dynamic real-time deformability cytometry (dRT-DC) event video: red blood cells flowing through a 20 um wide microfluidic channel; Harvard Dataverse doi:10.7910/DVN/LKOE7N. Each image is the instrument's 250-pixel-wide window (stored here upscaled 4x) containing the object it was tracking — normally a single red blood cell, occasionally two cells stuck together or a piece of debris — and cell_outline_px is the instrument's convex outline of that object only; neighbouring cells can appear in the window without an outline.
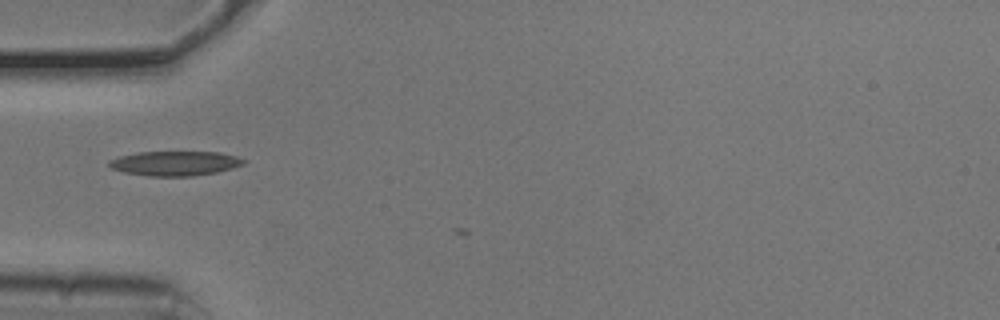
{"species": "common noctule bat (a hibernating species)", "species_latin": "Nyctalus noctula", "temperature_condition": "cold", "stored_images_in_passage": 3, "camera_frame_rate_fps": 3000, "um_per_image_px": 0.085, "animal": {"sex": "male", "body_mass_g": 20.5, "forearm_length_mm": 52.5}, "frame": {"image": 1, "passage_image": 1, "time_ms": 0.0, "image_size_px": [1000, 320], "cell_outline_px": [[244, 164], [232, 168], [216, 172], [192, 176], [148, 176], [124, 172], [112, 168], [108, 164], [108, 160], [120, 156], [136, 152], [220, 152], [236, 156], [244, 160]], "centroid_in_image_um": [14.85, 13.88], "position_along_channel_um": 70.2, "area_um2": 19.19}}